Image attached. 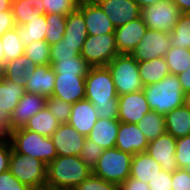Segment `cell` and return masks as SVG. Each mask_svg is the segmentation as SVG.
<instances>
[{"label": "cell", "instance_id": "obj_33", "mask_svg": "<svg viewBox=\"0 0 190 190\" xmlns=\"http://www.w3.org/2000/svg\"><path fill=\"white\" fill-rule=\"evenodd\" d=\"M170 73L178 75L190 68V49L171 46L164 56Z\"/></svg>", "mask_w": 190, "mask_h": 190}, {"label": "cell", "instance_id": "obj_42", "mask_svg": "<svg viewBox=\"0 0 190 190\" xmlns=\"http://www.w3.org/2000/svg\"><path fill=\"white\" fill-rule=\"evenodd\" d=\"M103 151L104 150L96 142L86 138L80 152V158L93 170L100 156L103 154Z\"/></svg>", "mask_w": 190, "mask_h": 190}, {"label": "cell", "instance_id": "obj_14", "mask_svg": "<svg viewBox=\"0 0 190 190\" xmlns=\"http://www.w3.org/2000/svg\"><path fill=\"white\" fill-rule=\"evenodd\" d=\"M146 152L160 164L162 170L172 173L178 169L175 159L176 139L171 134L165 133L149 141Z\"/></svg>", "mask_w": 190, "mask_h": 190}, {"label": "cell", "instance_id": "obj_57", "mask_svg": "<svg viewBox=\"0 0 190 190\" xmlns=\"http://www.w3.org/2000/svg\"><path fill=\"white\" fill-rule=\"evenodd\" d=\"M34 190H59V189H53V188H49V187H42V188H37Z\"/></svg>", "mask_w": 190, "mask_h": 190}, {"label": "cell", "instance_id": "obj_49", "mask_svg": "<svg viewBox=\"0 0 190 190\" xmlns=\"http://www.w3.org/2000/svg\"><path fill=\"white\" fill-rule=\"evenodd\" d=\"M16 27L13 11L0 12V37L6 32Z\"/></svg>", "mask_w": 190, "mask_h": 190}, {"label": "cell", "instance_id": "obj_13", "mask_svg": "<svg viewBox=\"0 0 190 190\" xmlns=\"http://www.w3.org/2000/svg\"><path fill=\"white\" fill-rule=\"evenodd\" d=\"M115 28L141 17V8L133 0H94Z\"/></svg>", "mask_w": 190, "mask_h": 190}, {"label": "cell", "instance_id": "obj_34", "mask_svg": "<svg viewBox=\"0 0 190 190\" xmlns=\"http://www.w3.org/2000/svg\"><path fill=\"white\" fill-rule=\"evenodd\" d=\"M50 65L55 74H77L78 76H86L91 67L81 55L73 59L52 61Z\"/></svg>", "mask_w": 190, "mask_h": 190}, {"label": "cell", "instance_id": "obj_29", "mask_svg": "<svg viewBox=\"0 0 190 190\" xmlns=\"http://www.w3.org/2000/svg\"><path fill=\"white\" fill-rule=\"evenodd\" d=\"M19 37L26 47L30 43L39 40H45L47 21L46 14L36 15L24 25H16Z\"/></svg>", "mask_w": 190, "mask_h": 190}, {"label": "cell", "instance_id": "obj_2", "mask_svg": "<svg viewBox=\"0 0 190 190\" xmlns=\"http://www.w3.org/2000/svg\"><path fill=\"white\" fill-rule=\"evenodd\" d=\"M92 174L80 156H57L47 165L46 187L73 190Z\"/></svg>", "mask_w": 190, "mask_h": 190}, {"label": "cell", "instance_id": "obj_12", "mask_svg": "<svg viewBox=\"0 0 190 190\" xmlns=\"http://www.w3.org/2000/svg\"><path fill=\"white\" fill-rule=\"evenodd\" d=\"M150 111L143 90L118 96V120L137 124Z\"/></svg>", "mask_w": 190, "mask_h": 190}, {"label": "cell", "instance_id": "obj_54", "mask_svg": "<svg viewBox=\"0 0 190 190\" xmlns=\"http://www.w3.org/2000/svg\"><path fill=\"white\" fill-rule=\"evenodd\" d=\"M11 9H12L11 0H0V12L1 11H8Z\"/></svg>", "mask_w": 190, "mask_h": 190}, {"label": "cell", "instance_id": "obj_50", "mask_svg": "<svg viewBox=\"0 0 190 190\" xmlns=\"http://www.w3.org/2000/svg\"><path fill=\"white\" fill-rule=\"evenodd\" d=\"M119 190H150L149 185L143 181L128 177L119 185Z\"/></svg>", "mask_w": 190, "mask_h": 190}, {"label": "cell", "instance_id": "obj_4", "mask_svg": "<svg viewBox=\"0 0 190 190\" xmlns=\"http://www.w3.org/2000/svg\"><path fill=\"white\" fill-rule=\"evenodd\" d=\"M7 137L14 152L40 159L46 165L58 156L51 137L43 136L23 127L14 129Z\"/></svg>", "mask_w": 190, "mask_h": 190}, {"label": "cell", "instance_id": "obj_40", "mask_svg": "<svg viewBox=\"0 0 190 190\" xmlns=\"http://www.w3.org/2000/svg\"><path fill=\"white\" fill-rule=\"evenodd\" d=\"M83 45H70L64 42V38L50 46V63L52 61L73 59L80 55Z\"/></svg>", "mask_w": 190, "mask_h": 190}, {"label": "cell", "instance_id": "obj_31", "mask_svg": "<svg viewBox=\"0 0 190 190\" xmlns=\"http://www.w3.org/2000/svg\"><path fill=\"white\" fill-rule=\"evenodd\" d=\"M137 126L149 141L166 133L165 116L152 110L143 116Z\"/></svg>", "mask_w": 190, "mask_h": 190}, {"label": "cell", "instance_id": "obj_6", "mask_svg": "<svg viewBox=\"0 0 190 190\" xmlns=\"http://www.w3.org/2000/svg\"><path fill=\"white\" fill-rule=\"evenodd\" d=\"M107 67L118 96L143 90L138 62L130 54H118Z\"/></svg>", "mask_w": 190, "mask_h": 190}, {"label": "cell", "instance_id": "obj_41", "mask_svg": "<svg viewBox=\"0 0 190 190\" xmlns=\"http://www.w3.org/2000/svg\"><path fill=\"white\" fill-rule=\"evenodd\" d=\"M46 107L60 124L67 123L69 121L72 104L51 96L47 97Z\"/></svg>", "mask_w": 190, "mask_h": 190}, {"label": "cell", "instance_id": "obj_16", "mask_svg": "<svg viewBox=\"0 0 190 190\" xmlns=\"http://www.w3.org/2000/svg\"><path fill=\"white\" fill-rule=\"evenodd\" d=\"M51 139L58 156H80L86 136L80 134L68 123H63L52 134Z\"/></svg>", "mask_w": 190, "mask_h": 190}, {"label": "cell", "instance_id": "obj_3", "mask_svg": "<svg viewBox=\"0 0 190 190\" xmlns=\"http://www.w3.org/2000/svg\"><path fill=\"white\" fill-rule=\"evenodd\" d=\"M149 108L161 115L183 105L184 92L177 75L169 74L161 81L143 88Z\"/></svg>", "mask_w": 190, "mask_h": 190}, {"label": "cell", "instance_id": "obj_39", "mask_svg": "<svg viewBox=\"0 0 190 190\" xmlns=\"http://www.w3.org/2000/svg\"><path fill=\"white\" fill-rule=\"evenodd\" d=\"M24 54L31 58L36 66L50 64V45L45 40L27 45Z\"/></svg>", "mask_w": 190, "mask_h": 190}, {"label": "cell", "instance_id": "obj_9", "mask_svg": "<svg viewBox=\"0 0 190 190\" xmlns=\"http://www.w3.org/2000/svg\"><path fill=\"white\" fill-rule=\"evenodd\" d=\"M141 12L148 29L165 33H170L173 30L181 15L172 0H161L157 4L145 6Z\"/></svg>", "mask_w": 190, "mask_h": 190}, {"label": "cell", "instance_id": "obj_52", "mask_svg": "<svg viewBox=\"0 0 190 190\" xmlns=\"http://www.w3.org/2000/svg\"><path fill=\"white\" fill-rule=\"evenodd\" d=\"M181 13H190V0H172Z\"/></svg>", "mask_w": 190, "mask_h": 190}, {"label": "cell", "instance_id": "obj_22", "mask_svg": "<svg viewBox=\"0 0 190 190\" xmlns=\"http://www.w3.org/2000/svg\"><path fill=\"white\" fill-rule=\"evenodd\" d=\"M97 120L98 116L94 105L84 99L72 104L70 119L67 123L87 137Z\"/></svg>", "mask_w": 190, "mask_h": 190}, {"label": "cell", "instance_id": "obj_27", "mask_svg": "<svg viewBox=\"0 0 190 190\" xmlns=\"http://www.w3.org/2000/svg\"><path fill=\"white\" fill-rule=\"evenodd\" d=\"M88 36L82 12L77 8L66 17L64 42L70 45H83Z\"/></svg>", "mask_w": 190, "mask_h": 190}, {"label": "cell", "instance_id": "obj_15", "mask_svg": "<svg viewBox=\"0 0 190 190\" xmlns=\"http://www.w3.org/2000/svg\"><path fill=\"white\" fill-rule=\"evenodd\" d=\"M53 97L74 104L85 99V76L55 74Z\"/></svg>", "mask_w": 190, "mask_h": 190}, {"label": "cell", "instance_id": "obj_8", "mask_svg": "<svg viewBox=\"0 0 190 190\" xmlns=\"http://www.w3.org/2000/svg\"><path fill=\"white\" fill-rule=\"evenodd\" d=\"M118 54L115 33L88 35L80 53L91 67L107 66Z\"/></svg>", "mask_w": 190, "mask_h": 190}, {"label": "cell", "instance_id": "obj_56", "mask_svg": "<svg viewBox=\"0 0 190 190\" xmlns=\"http://www.w3.org/2000/svg\"><path fill=\"white\" fill-rule=\"evenodd\" d=\"M183 105L190 110V92L184 93Z\"/></svg>", "mask_w": 190, "mask_h": 190}, {"label": "cell", "instance_id": "obj_24", "mask_svg": "<svg viewBox=\"0 0 190 190\" xmlns=\"http://www.w3.org/2000/svg\"><path fill=\"white\" fill-rule=\"evenodd\" d=\"M161 170L160 164L147 152L137 153L132 159L130 177L148 184Z\"/></svg>", "mask_w": 190, "mask_h": 190}, {"label": "cell", "instance_id": "obj_46", "mask_svg": "<svg viewBox=\"0 0 190 190\" xmlns=\"http://www.w3.org/2000/svg\"><path fill=\"white\" fill-rule=\"evenodd\" d=\"M172 190H190V173L178 168L171 173Z\"/></svg>", "mask_w": 190, "mask_h": 190}, {"label": "cell", "instance_id": "obj_37", "mask_svg": "<svg viewBox=\"0 0 190 190\" xmlns=\"http://www.w3.org/2000/svg\"><path fill=\"white\" fill-rule=\"evenodd\" d=\"M38 0H18L12 3V11L16 25H24L36 15L43 13L37 10Z\"/></svg>", "mask_w": 190, "mask_h": 190}, {"label": "cell", "instance_id": "obj_25", "mask_svg": "<svg viewBox=\"0 0 190 190\" xmlns=\"http://www.w3.org/2000/svg\"><path fill=\"white\" fill-rule=\"evenodd\" d=\"M166 133L175 139L190 134V110L184 105L177 107L165 115Z\"/></svg>", "mask_w": 190, "mask_h": 190}, {"label": "cell", "instance_id": "obj_7", "mask_svg": "<svg viewBox=\"0 0 190 190\" xmlns=\"http://www.w3.org/2000/svg\"><path fill=\"white\" fill-rule=\"evenodd\" d=\"M9 171L21 183L33 190L46 187L47 165L40 159L16 153L12 150Z\"/></svg>", "mask_w": 190, "mask_h": 190}, {"label": "cell", "instance_id": "obj_53", "mask_svg": "<svg viewBox=\"0 0 190 190\" xmlns=\"http://www.w3.org/2000/svg\"><path fill=\"white\" fill-rule=\"evenodd\" d=\"M141 9L145 6L154 5L159 3L161 0H133Z\"/></svg>", "mask_w": 190, "mask_h": 190}, {"label": "cell", "instance_id": "obj_20", "mask_svg": "<svg viewBox=\"0 0 190 190\" xmlns=\"http://www.w3.org/2000/svg\"><path fill=\"white\" fill-rule=\"evenodd\" d=\"M26 92L51 97L54 90L55 72L50 64L39 65L26 74Z\"/></svg>", "mask_w": 190, "mask_h": 190}, {"label": "cell", "instance_id": "obj_38", "mask_svg": "<svg viewBox=\"0 0 190 190\" xmlns=\"http://www.w3.org/2000/svg\"><path fill=\"white\" fill-rule=\"evenodd\" d=\"M76 0H38L37 10L43 14L68 15L78 8Z\"/></svg>", "mask_w": 190, "mask_h": 190}, {"label": "cell", "instance_id": "obj_18", "mask_svg": "<svg viewBox=\"0 0 190 190\" xmlns=\"http://www.w3.org/2000/svg\"><path fill=\"white\" fill-rule=\"evenodd\" d=\"M147 29L142 16L116 28L115 41L119 54H131Z\"/></svg>", "mask_w": 190, "mask_h": 190}, {"label": "cell", "instance_id": "obj_32", "mask_svg": "<svg viewBox=\"0 0 190 190\" xmlns=\"http://www.w3.org/2000/svg\"><path fill=\"white\" fill-rule=\"evenodd\" d=\"M0 38L3 45L5 64L24 54L25 46L16 27L6 31Z\"/></svg>", "mask_w": 190, "mask_h": 190}, {"label": "cell", "instance_id": "obj_47", "mask_svg": "<svg viewBox=\"0 0 190 190\" xmlns=\"http://www.w3.org/2000/svg\"><path fill=\"white\" fill-rule=\"evenodd\" d=\"M148 185L150 190H172L171 172L161 170Z\"/></svg>", "mask_w": 190, "mask_h": 190}, {"label": "cell", "instance_id": "obj_43", "mask_svg": "<svg viewBox=\"0 0 190 190\" xmlns=\"http://www.w3.org/2000/svg\"><path fill=\"white\" fill-rule=\"evenodd\" d=\"M73 190H119V185L91 174Z\"/></svg>", "mask_w": 190, "mask_h": 190}, {"label": "cell", "instance_id": "obj_17", "mask_svg": "<svg viewBox=\"0 0 190 190\" xmlns=\"http://www.w3.org/2000/svg\"><path fill=\"white\" fill-rule=\"evenodd\" d=\"M78 9L83 14L88 35L115 33V26L94 0L80 3Z\"/></svg>", "mask_w": 190, "mask_h": 190}, {"label": "cell", "instance_id": "obj_28", "mask_svg": "<svg viewBox=\"0 0 190 190\" xmlns=\"http://www.w3.org/2000/svg\"><path fill=\"white\" fill-rule=\"evenodd\" d=\"M138 65L139 75L144 86L157 83L171 74L164 57L138 62Z\"/></svg>", "mask_w": 190, "mask_h": 190}, {"label": "cell", "instance_id": "obj_11", "mask_svg": "<svg viewBox=\"0 0 190 190\" xmlns=\"http://www.w3.org/2000/svg\"><path fill=\"white\" fill-rule=\"evenodd\" d=\"M171 46L169 33L147 29L145 35L130 55L137 62L148 61L164 57Z\"/></svg>", "mask_w": 190, "mask_h": 190}, {"label": "cell", "instance_id": "obj_1", "mask_svg": "<svg viewBox=\"0 0 190 190\" xmlns=\"http://www.w3.org/2000/svg\"><path fill=\"white\" fill-rule=\"evenodd\" d=\"M85 99L94 105L98 118L118 119V94L107 66L90 67L85 76Z\"/></svg>", "mask_w": 190, "mask_h": 190}, {"label": "cell", "instance_id": "obj_36", "mask_svg": "<svg viewBox=\"0 0 190 190\" xmlns=\"http://www.w3.org/2000/svg\"><path fill=\"white\" fill-rule=\"evenodd\" d=\"M67 15L46 14L47 30L45 41L51 46L63 39Z\"/></svg>", "mask_w": 190, "mask_h": 190}, {"label": "cell", "instance_id": "obj_35", "mask_svg": "<svg viewBox=\"0 0 190 190\" xmlns=\"http://www.w3.org/2000/svg\"><path fill=\"white\" fill-rule=\"evenodd\" d=\"M169 36L173 46L190 49V13H181Z\"/></svg>", "mask_w": 190, "mask_h": 190}, {"label": "cell", "instance_id": "obj_10", "mask_svg": "<svg viewBox=\"0 0 190 190\" xmlns=\"http://www.w3.org/2000/svg\"><path fill=\"white\" fill-rule=\"evenodd\" d=\"M25 93V87L0 75V136L12 132L11 115Z\"/></svg>", "mask_w": 190, "mask_h": 190}, {"label": "cell", "instance_id": "obj_58", "mask_svg": "<svg viewBox=\"0 0 190 190\" xmlns=\"http://www.w3.org/2000/svg\"><path fill=\"white\" fill-rule=\"evenodd\" d=\"M76 1L80 4V3H85L87 1H92V0H76Z\"/></svg>", "mask_w": 190, "mask_h": 190}, {"label": "cell", "instance_id": "obj_5", "mask_svg": "<svg viewBox=\"0 0 190 190\" xmlns=\"http://www.w3.org/2000/svg\"><path fill=\"white\" fill-rule=\"evenodd\" d=\"M132 159L133 155L116 147L108 148L103 151L92 170V174L103 180L120 185L130 177Z\"/></svg>", "mask_w": 190, "mask_h": 190}, {"label": "cell", "instance_id": "obj_21", "mask_svg": "<svg viewBox=\"0 0 190 190\" xmlns=\"http://www.w3.org/2000/svg\"><path fill=\"white\" fill-rule=\"evenodd\" d=\"M46 100L43 95L26 92L11 115L12 131L24 127L28 119L46 106Z\"/></svg>", "mask_w": 190, "mask_h": 190}, {"label": "cell", "instance_id": "obj_51", "mask_svg": "<svg viewBox=\"0 0 190 190\" xmlns=\"http://www.w3.org/2000/svg\"><path fill=\"white\" fill-rule=\"evenodd\" d=\"M177 77L180 81L183 92L184 93L190 92V68L178 74Z\"/></svg>", "mask_w": 190, "mask_h": 190}, {"label": "cell", "instance_id": "obj_23", "mask_svg": "<svg viewBox=\"0 0 190 190\" xmlns=\"http://www.w3.org/2000/svg\"><path fill=\"white\" fill-rule=\"evenodd\" d=\"M120 121L118 119L98 118L86 138L96 142L103 150L114 148Z\"/></svg>", "mask_w": 190, "mask_h": 190}, {"label": "cell", "instance_id": "obj_26", "mask_svg": "<svg viewBox=\"0 0 190 190\" xmlns=\"http://www.w3.org/2000/svg\"><path fill=\"white\" fill-rule=\"evenodd\" d=\"M34 67H36V65L32 59L23 54L22 56H19L18 58L6 63L4 68L0 71V75L4 79L26 87V74Z\"/></svg>", "mask_w": 190, "mask_h": 190}, {"label": "cell", "instance_id": "obj_44", "mask_svg": "<svg viewBox=\"0 0 190 190\" xmlns=\"http://www.w3.org/2000/svg\"><path fill=\"white\" fill-rule=\"evenodd\" d=\"M175 159L178 168L190 167V134L176 139Z\"/></svg>", "mask_w": 190, "mask_h": 190}, {"label": "cell", "instance_id": "obj_55", "mask_svg": "<svg viewBox=\"0 0 190 190\" xmlns=\"http://www.w3.org/2000/svg\"><path fill=\"white\" fill-rule=\"evenodd\" d=\"M5 60H4V52H3V45L0 38V71L4 68Z\"/></svg>", "mask_w": 190, "mask_h": 190}, {"label": "cell", "instance_id": "obj_19", "mask_svg": "<svg viewBox=\"0 0 190 190\" xmlns=\"http://www.w3.org/2000/svg\"><path fill=\"white\" fill-rule=\"evenodd\" d=\"M149 140L144 136L137 124L120 122L115 147L121 151L135 155L146 152Z\"/></svg>", "mask_w": 190, "mask_h": 190}, {"label": "cell", "instance_id": "obj_48", "mask_svg": "<svg viewBox=\"0 0 190 190\" xmlns=\"http://www.w3.org/2000/svg\"><path fill=\"white\" fill-rule=\"evenodd\" d=\"M12 146L7 136H0V174L9 170Z\"/></svg>", "mask_w": 190, "mask_h": 190}, {"label": "cell", "instance_id": "obj_45", "mask_svg": "<svg viewBox=\"0 0 190 190\" xmlns=\"http://www.w3.org/2000/svg\"><path fill=\"white\" fill-rule=\"evenodd\" d=\"M0 190H33L21 183L9 170L0 174Z\"/></svg>", "mask_w": 190, "mask_h": 190}, {"label": "cell", "instance_id": "obj_30", "mask_svg": "<svg viewBox=\"0 0 190 190\" xmlns=\"http://www.w3.org/2000/svg\"><path fill=\"white\" fill-rule=\"evenodd\" d=\"M60 123L56 120L54 115L45 106L42 110L28 119L27 123L23 127L24 129L37 132L43 136L51 137L57 130Z\"/></svg>", "mask_w": 190, "mask_h": 190}, {"label": "cell", "instance_id": "obj_59", "mask_svg": "<svg viewBox=\"0 0 190 190\" xmlns=\"http://www.w3.org/2000/svg\"><path fill=\"white\" fill-rule=\"evenodd\" d=\"M184 169L190 173V167H185Z\"/></svg>", "mask_w": 190, "mask_h": 190}]
</instances>
